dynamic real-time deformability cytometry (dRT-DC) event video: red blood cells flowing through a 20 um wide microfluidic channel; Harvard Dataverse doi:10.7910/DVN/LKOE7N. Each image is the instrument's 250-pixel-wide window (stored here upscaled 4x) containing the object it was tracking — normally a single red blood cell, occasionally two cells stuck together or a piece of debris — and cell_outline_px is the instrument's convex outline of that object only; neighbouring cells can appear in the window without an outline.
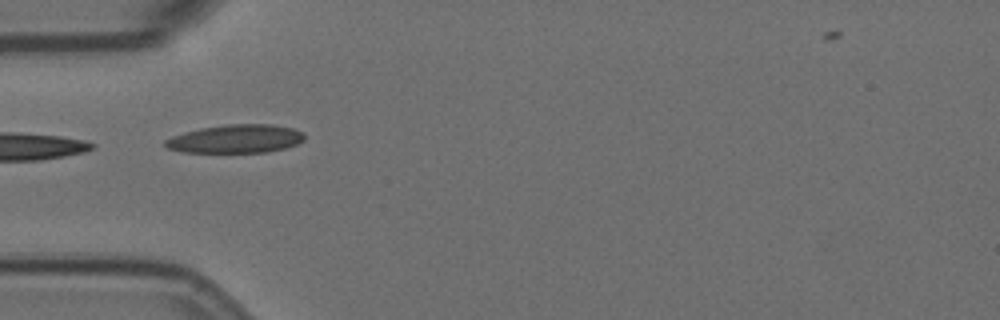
{"species": "Egyptian fruit bat (a non-hibernating species)", "species_latin": "Rousettus aegyptiacus", "temperature_condition": "room temperature", "stored_images_in_passage": 6, "camera_frame_rate_fps": 3000, "um_per_image_px": 0.085, "animal": {"sex": "female"}, "frame": {"image": 1, "passage_image": 1, "time_ms": 0.0, "image_size_px": [1000, 320], "cell_outline_px": [[304, 140], [296, 144], [284, 148], [268, 152], [180, 152], [168, 148], [164, 144], [164, 140], [172, 136], [184, 132], [200, 128], [228, 124], [272, 124], [292, 128], [304, 132]], "centroid_in_image_um": [20.03, 11.79], "position_along_channel_um": 65.0, "area_um2": 23.06}}
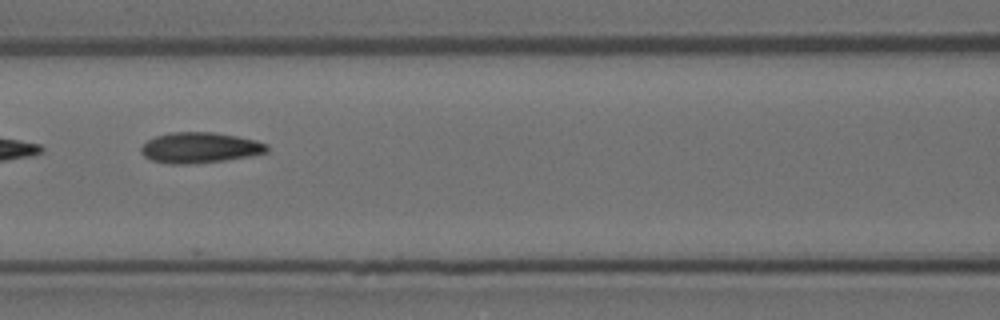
{"frame": {"image": 2, "passage_image": 3, "time_ms": 2.333, "image_size_px": [1000, 320], "cell_outline_px": [[268, 152], [248, 156], [224, 160], [184, 164], [172, 164], [152, 160], [144, 156], [140, 152], [140, 148], [148, 140], [156, 136], [168, 132], [212, 132], [236, 136], [256, 140], [268, 144]], "centroid_in_image_um": [16.98, 12.54], "position_along_channel_um": 149.6, "area_um2": 22.31}}
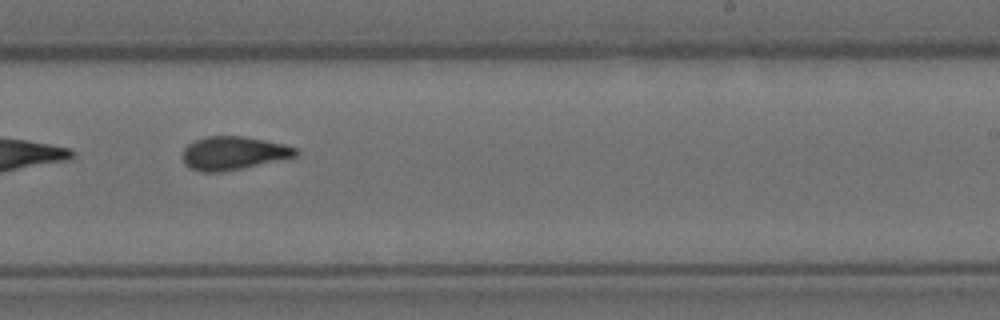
{"frame": {"image": 3, "passage_image": 6, "time_ms": 5.667, "image_size_px": [1000, 320], "cell_outline_px": [[300, 152], [296, 156], [240, 168], [220, 172], [200, 172], [184, 164], [180, 156], [184, 148], [188, 144], [196, 140], [208, 136], [244, 136], [284, 144], [296, 148]], "centroid_in_image_um": [19.79, 13.01], "position_along_channel_um": 269.2, "area_um2": 21.85}}